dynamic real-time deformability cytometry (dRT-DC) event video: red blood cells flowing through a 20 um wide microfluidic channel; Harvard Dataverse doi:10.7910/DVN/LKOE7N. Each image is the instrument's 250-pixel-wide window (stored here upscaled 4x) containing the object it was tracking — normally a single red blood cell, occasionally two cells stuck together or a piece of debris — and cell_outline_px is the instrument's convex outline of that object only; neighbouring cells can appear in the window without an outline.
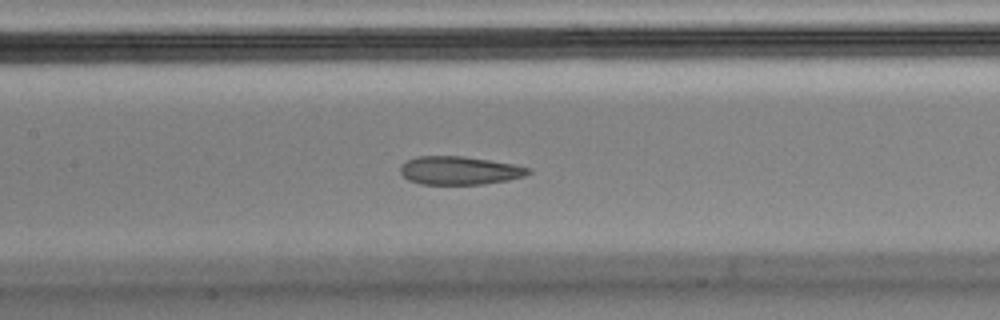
{"species": "Egyptian fruit bat (a non-hibernating species)", "species_latin": "Rousettus aegyptiacus", "temperature_condition": "cold", "stored_images_in_passage": 55, "camera_frame_rate_fps": 3000, "um_per_image_px": 0.085, "animal": {"sex": "male"}, "frame": {"image": 1, "passage_image": 24, "time_ms": 7.667, "image_size_px": [1000, 320], "cell_outline_px": [[532, 172], [524, 176], [508, 180], [484, 184], [420, 184], [408, 180], [400, 172], [400, 164], [416, 156], [464, 156], [512, 164], [532, 168]], "centroid_in_image_um": [39.05, 14.49], "position_along_channel_um": 168.4, "area_um2": 21.15}, "authors_computed_cell_mechanics": {"area_um2": 23.12, "velocity_mm_per_s": 3.6013, "shape_relaxation_time_tau1_ms": null, "shape_relaxation_time_tau2_ms": 1.8932, "deformation_change_tau1": null, "deformation_change_tau2": 0.0784}}